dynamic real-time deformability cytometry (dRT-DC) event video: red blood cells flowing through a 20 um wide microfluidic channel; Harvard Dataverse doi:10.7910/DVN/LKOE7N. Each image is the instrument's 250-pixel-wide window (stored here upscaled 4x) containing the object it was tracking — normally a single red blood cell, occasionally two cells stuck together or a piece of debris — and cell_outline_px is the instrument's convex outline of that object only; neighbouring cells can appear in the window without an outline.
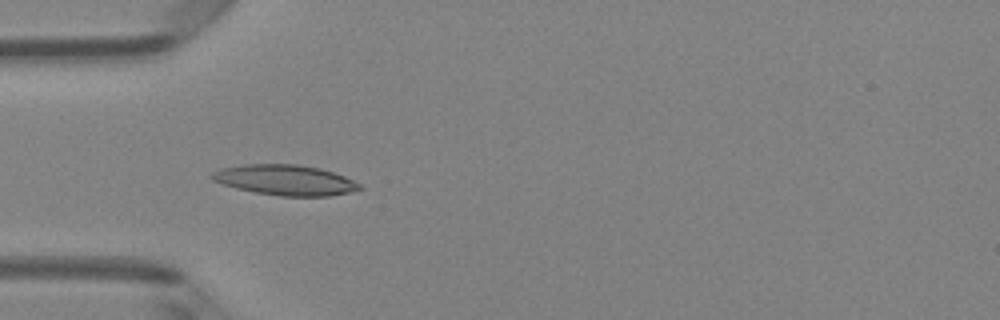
{"species": "Egyptian fruit bat (a non-hibernating species)", "species_latin": "Rousettus aegyptiacus", "temperature_condition": "room temperature", "stored_images_in_passage": 6, "camera_frame_rate_fps": 3000, "um_per_image_px": 0.085, "animal": {"sex": "female"}, "frame": {"image": 1, "passage_image": 5, "time_ms": 4.667, "image_size_px": [1000, 320], "cell_outline_px": [[364, 188], [332, 196], [280, 196], [256, 192], [236, 188], [212, 180], [208, 176], [212, 172], [220, 168], [244, 164], [300, 164], [320, 168], [344, 176], [360, 184]], "centroid_in_image_um": [24.22, 15.29], "position_along_channel_um": 60.8, "area_um2": 26.18}}
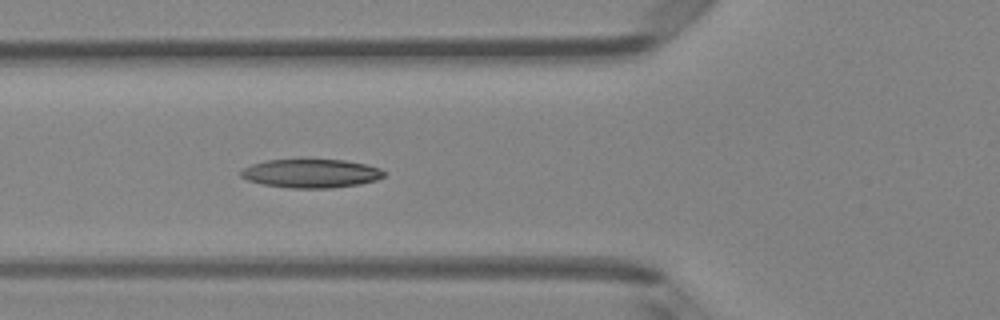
{"frame": {"image": 2, "passage_image": 6, "time_ms": 5.667, "image_size_px": [1000, 320], "cell_outline_px": [[384, 176], [376, 180], [360, 184], [332, 188], [288, 188], [260, 184], [248, 180], [240, 176], [240, 172], [244, 168], [252, 164], [268, 160], [344, 160], [364, 164], [380, 168], [384, 172]], "centroid_in_image_um": [26.42, 14.75], "position_along_channel_um": 99.4, "area_um2": 23.81}}